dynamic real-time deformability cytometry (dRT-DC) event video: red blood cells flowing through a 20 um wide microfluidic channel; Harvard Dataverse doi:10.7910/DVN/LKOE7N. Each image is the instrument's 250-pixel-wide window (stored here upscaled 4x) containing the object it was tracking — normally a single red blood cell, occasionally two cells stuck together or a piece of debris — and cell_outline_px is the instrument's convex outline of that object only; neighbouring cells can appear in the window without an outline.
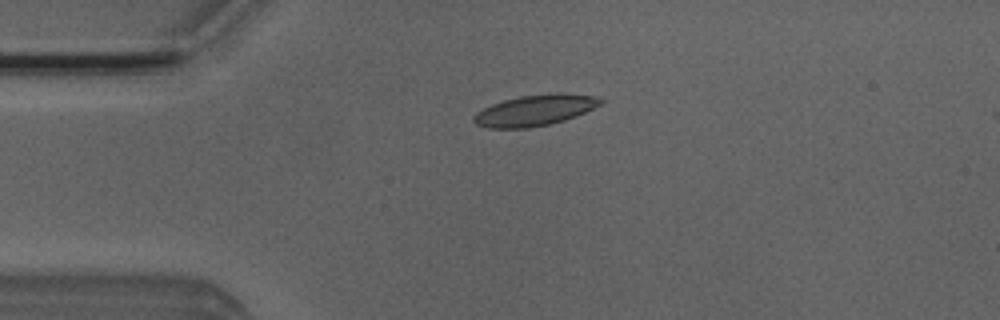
{"species": "Egyptian fruit bat (a non-hibernating species)", "species_latin": "Rousettus aegyptiacus", "temperature_condition": "room temperature", "stored_images_in_passage": 6, "camera_frame_rate_fps": 3000, "um_per_image_px": 0.085, "animal": {"sex": "male"}, "frame": {"image": 1, "passage_image": 3, "time_ms": 0.667, "image_size_px": [1000, 320], "cell_outline_px": [[604, 100], [600, 104], [576, 116], [564, 120], [548, 124], [528, 128], [488, 128], [476, 124], [472, 120], [472, 116], [476, 112], [492, 104], [504, 100], [520, 96], [556, 92], [600, 96]], "centroid_in_image_um": [45.46, 9.36], "position_along_channel_um": 39.5, "area_um2": 22.89}}